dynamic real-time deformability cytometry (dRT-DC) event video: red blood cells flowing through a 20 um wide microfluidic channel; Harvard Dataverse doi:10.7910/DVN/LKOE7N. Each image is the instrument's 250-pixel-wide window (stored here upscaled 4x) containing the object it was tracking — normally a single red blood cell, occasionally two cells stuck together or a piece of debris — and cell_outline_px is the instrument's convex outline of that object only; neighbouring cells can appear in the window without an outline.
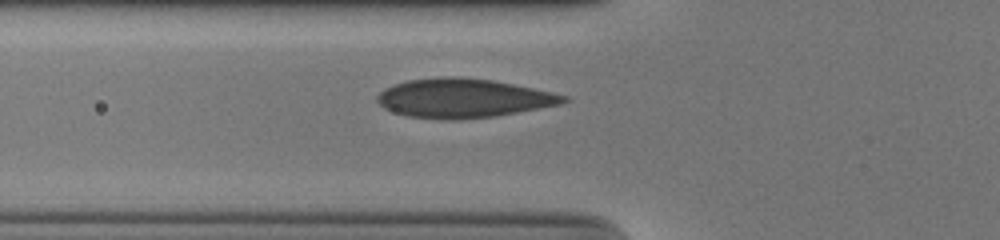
{"species": "human", "species_latin": "Homo sapiens", "temperature_condition": "cold", "stored_images_in_passage": 29, "camera_frame_rate_fps": 3000, "um_per_image_px": 0.085, "donor": {"sex": "male"}, "frame": {"image": 1, "passage_image": 2, "time_ms": 0.333, "image_size_px": [1000, 240], "cell_outline_px": [[568, 100], [560, 104], [496, 116], [460, 120], [452, 120], [408, 116], [384, 108], [376, 100], [376, 96], [384, 88], [408, 80], [440, 76], [452, 76], [492, 80], [552, 92], [568, 96]], "centroid_in_image_um": [39.36, 8.34], "position_along_channel_um": 86.4, "area_um2": 42.14}}
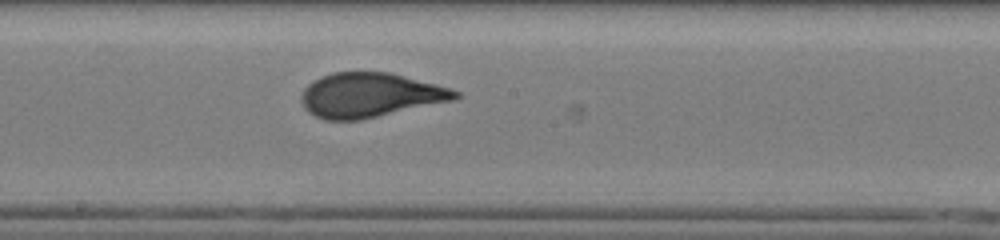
{"frame": {"image": 2, "passage_image": 12, "time_ms": 3.667, "image_size_px": [1000, 240], "cell_outline_px": [[460, 96], [456, 100], [360, 120], [324, 120], [308, 112], [304, 108], [300, 100], [300, 96], [304, 88], [312, 80], [320, 76], [332, 72], [388, 72], [452, 88], [460, 92]], "centroid_in_image_um": [31.44, 8.09], "position_along_channel_um": 216.8, "area_um2": 40.17}}
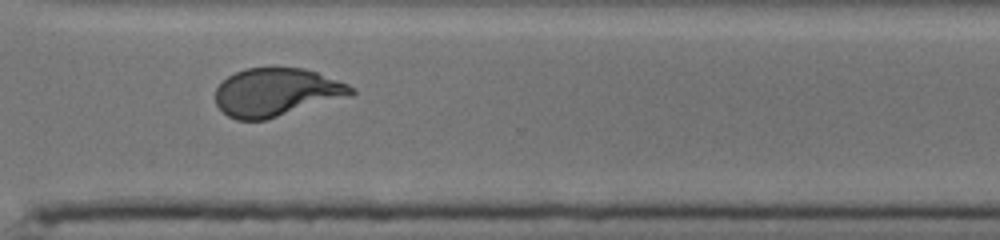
{"frame": {"image": 3, "passage_image": 22, "time_ms": 7.0, "image_size_px": [1000, 240], "cell_outline_px": [[356, 92], [352, 96], [264, 120], [236, 120], [228, 116], [216, 104], [216, 88], [228, 76], [244, 68], [304, 68], [316, 72], [348, 84], [356, 88]], "centroid_in_image_um": [23.52, 7.84], "position_along_channel_um": 347.1, "area_um2": 38.03}, "authors_computed_cell_mechanics": {"area_um2": 39.4196, "velocity_mm_per_s": 3.9018, "shape_relaxation_time_tau1_ms": 4.5291, "shape_relaxation_time_tau2_ms": null, "deformation_change_tau1": 0.1798, "deformation_change_tau2": null}}